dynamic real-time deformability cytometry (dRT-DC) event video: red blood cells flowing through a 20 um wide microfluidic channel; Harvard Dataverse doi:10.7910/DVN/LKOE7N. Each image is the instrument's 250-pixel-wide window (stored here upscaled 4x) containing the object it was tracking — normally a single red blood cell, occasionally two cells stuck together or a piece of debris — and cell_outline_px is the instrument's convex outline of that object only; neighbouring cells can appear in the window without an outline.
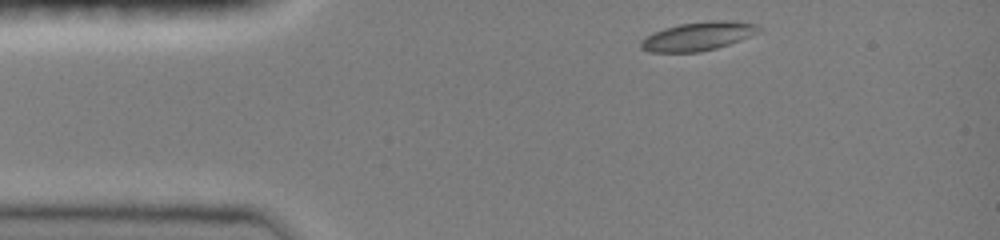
{"species": "common noctule bat (a hibernating species)", "species_latin": "Nyctalus noctula", "temperature_condition": "room temperature", "stored_images_in_passage": 36, "camera_frame_rate_fps": 3000, "um_per_image_px": 0.085, "animal": {"sex": "female", "body_mass_g": 19.0, "forearm_length_mm": 51.5}, "frame": {"image": 1, "passage_image": 1, "time_ms": 0.0, "image_size_px": [1000, 240], "cell_outline_px": [[764, 28], [760, 32], [740, 40], [716, 48], [700, 52], [648, 52], [640, 48], [640, 40], [664, 28], [680, 24], [708, 20], [732, 20], [756, 24]], "centroid_in_image_um": [59.37, 3.07], "position_along_channel_um": 25.6, "area_um2": 19.77}}
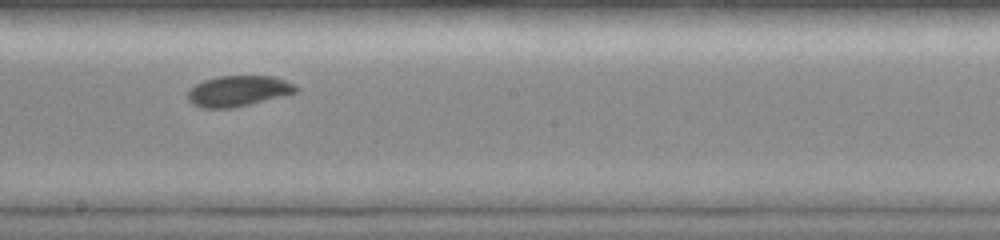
{"frame": {"image": 2, "passage_image": 20, "time_ms": 6.333, "image_size_px": [1000, 240], "cell_outline_px": [[300, 88], [296, 92], [232, 108], [200, 108], [192, 104], [188, 100], [188, 92], [196, 84], [204, 80], [216, 76], [272, 76], [284, 80]], "centroid_in_image_um": [20.2, 7.73], "position_along_channel_um": 228.0, "area_um2": 19.07}}
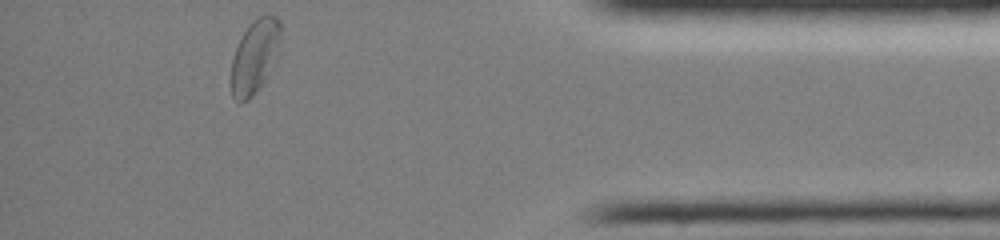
{"frame": {"image": 3, "passage_image": 36, "time_ms": 11.667, "image_size_px": [1000, 240], "cell_outline_px": [[280, 52], [264, 80], [248, 100], [240, 104], [232, 96], [232, 56], [248, 24], [252, 20], [260, 16], [276, 16], [280, 20]], "centroid_in_image_um": [21.67, 4.78], "position_along_channel_um": 413.5, "area_um2": 21.04}, "authors_computed_cell_mechanics": {"area_um2": 19.2185, "velocity_mm_per_s": 3.9967, "shape_relaxation_time_tau1_ms": 3.4091, "shape_relaxation_time_tau2_ms": null, "deformation_change_tau1": 0.0892, "deformation_change_tau2": null}}